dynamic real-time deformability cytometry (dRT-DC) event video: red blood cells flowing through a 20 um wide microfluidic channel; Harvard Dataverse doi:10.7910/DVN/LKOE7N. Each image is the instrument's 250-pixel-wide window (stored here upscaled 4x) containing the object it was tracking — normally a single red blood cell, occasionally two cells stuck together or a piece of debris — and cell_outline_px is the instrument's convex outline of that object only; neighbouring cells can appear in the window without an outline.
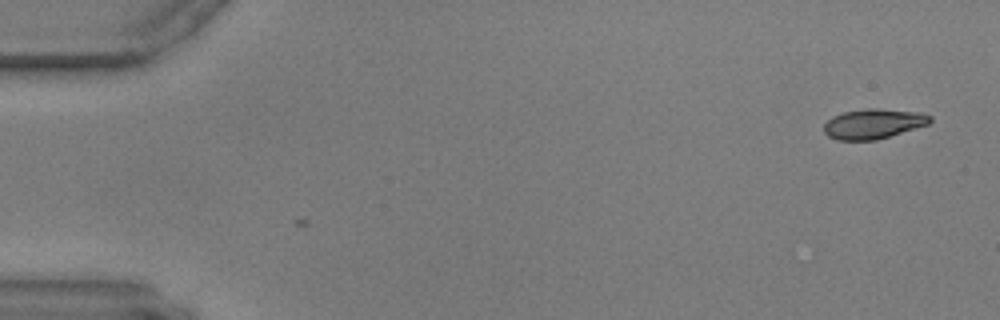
{"species": "common noctule bat (a hibernating species)", "species_latin": "Nyctalus noctula", "temperature_condition": "warm", "stored_images_in_passage": 5, "camera_frame_rate_fps": 3000, "um_per_image_px": 0.085, "animal": {"sex": "male", "body_mass_g": 17.9, "forearm_length_mm": 54.2}, "frame": {"image": 1, "passage_image": 5, "time_ms": 1.333, "image_size_px": [1000, 320], "cell_outline_px": [[932, 120], [928, 124], [876, 140], [836, 140], [828, 136], [824, 132], [824, 124], [832, 116], [844, 112], [868, 108], [876, 108], [920, 112], [932, 116]], "centroid_in_image_um": [74.22, 10.52], "position_along_channel_um": 10.8, "area_um2": 18.44}}